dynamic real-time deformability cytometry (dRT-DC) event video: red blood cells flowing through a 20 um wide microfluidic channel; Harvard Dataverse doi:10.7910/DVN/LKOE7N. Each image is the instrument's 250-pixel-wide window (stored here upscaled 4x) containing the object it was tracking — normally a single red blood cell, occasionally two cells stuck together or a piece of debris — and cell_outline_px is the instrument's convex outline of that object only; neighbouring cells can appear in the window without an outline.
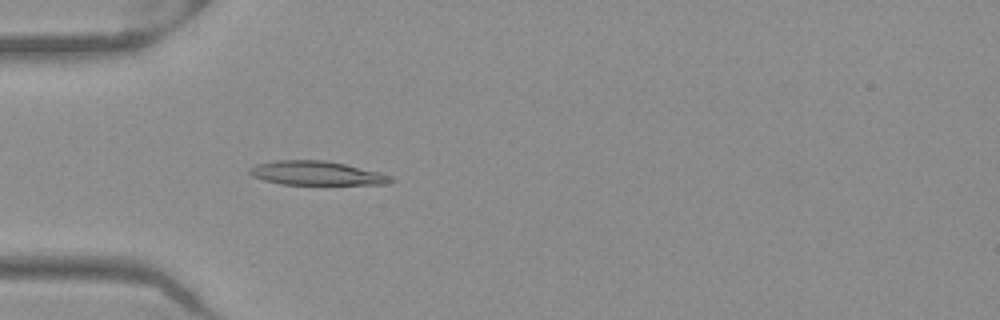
{"species": "Egyptian fruit bat (a non-hibernating species)", "species_latin": "Rousettus aegyptiacus", "temperature_condition": "warm", "stored_images_in_passage": 38, "camera_frame_rate_fps": 3000, "um_per_image_px": 0.085, "frame": {"image": 1, "passage_image": 9, "time_ms": 2.667, "image_size_px": [1000, 320], "cell_outline_px": [[396, 180], [388, 184], [280, 184], [264, 180], [252, 176], [248, 172], [248, 168], [256, 164], [276, 160], [324, 160], [344, 164], [380, 172], [392, 176]], "centroid_in_image_um": [26.9, 14.72], "position_along_channel_um": 58.1, "area_um2": 19.77}}
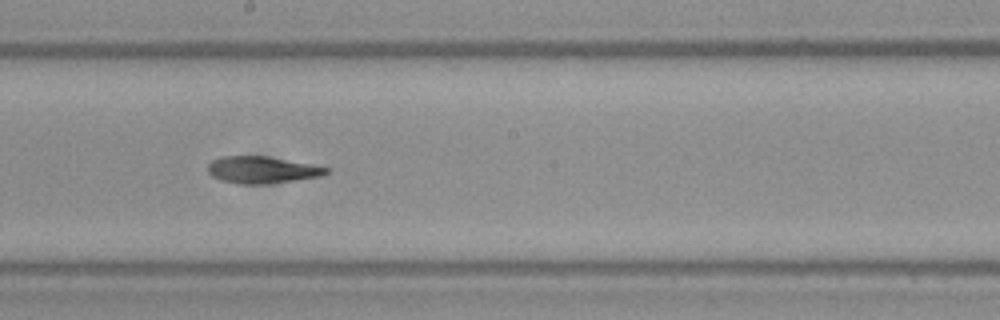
{"frame": {"image": 2, "passage_image": 22, "time_ms": 7.0, "image_size_px": [1000, 320], "cell_outline_px": [[332, 168], [328, 172], [320, 176], [296, 180], [268, 184], [240, 184], [220, 180], [212, 176], [208, 172], [208, 164], [212, 160], [220, 156], [268, 156]], "centroid_in_image_um": [22.26, 14.43], "position_along_channel_um": 225.9, "area_um2": 18.67}}
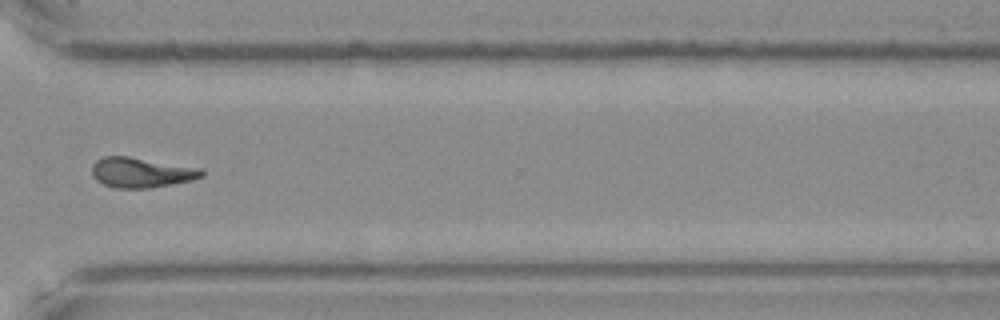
{"frame": {"image": 3, "passage_image": 32, "time_ms": 10.333, "image_size_px": [1000, 320], "cell_outline_px": [[204, 176], [192, 180], [172, 184], [148, 188], [116, 188], [104, 184], [96, 180], [92, 176], [92, 164], [96, 160], [104, 156], [128, 156], [200, 168], [204, 172]], "centroid_in_image_um": [11.98, 14.66], "position_along_channel_um": 358.6, "area_um2": 19.19}, "authors_computed_cell_mechanics": {"area_um2": 18.7272, "velocity_mm_per_s": 3.9814, "shape_relaxation_time_tau1_ms": null, "shape_relaxation_time_tau2_ms": 7.2544, "deformation_change_tau1": null, "deformation_change_tau2": 0.1628}}